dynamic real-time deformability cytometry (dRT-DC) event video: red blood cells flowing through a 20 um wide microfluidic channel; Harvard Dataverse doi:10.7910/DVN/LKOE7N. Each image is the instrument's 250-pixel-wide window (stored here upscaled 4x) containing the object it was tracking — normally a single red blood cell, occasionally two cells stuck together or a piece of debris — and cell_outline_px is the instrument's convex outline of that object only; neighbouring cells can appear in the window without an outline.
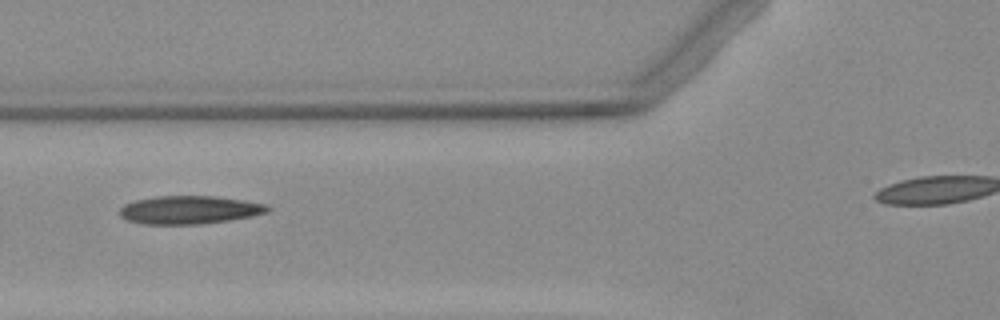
{"species": "Egyptian fruit bat (a non-hibernating species)", "species_latin": "Rousettus aegyptiacus", "temperature_condition": "warm", "stored_images_in_passage": 8, "camera_frame_rate_fps": 3000, "um_per_image_px": 0.085, "animal": {"sex": "female"}, "frame": {"image": 1, "passage_image": 6, "time_ms": 6.667, "image_size_px": [1000, 320], "cell_outline_px": [[272, 208], [268, 212], [252, 216], [228, 220], [196, 224], [144, 224], [128, 220], [120, 216], [120, 208], [124, 204], [136, 200], [156, 196], [212, 196], [244, 200], [264, 204]], "centroid_in_image_um": [16.09, 17.83], "position_along_channel_um": 109.7, "area_um2": 24.1}}
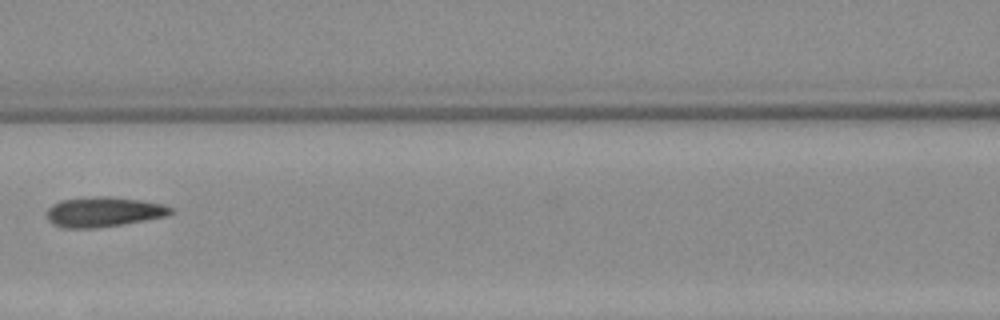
{"frame": {"image": 2, "passage_image": 7, "time_ms": 10.0, "image_size_px": [1000, 320], "cell_outline_px": [[172, 212], [164, 216], [144, 220], [120, 224], [92, 228], [64, 228], [52, 224], [48, 220], [48, 208], [52, 204], [60, 200], [96, 196], [108, 196], [140, 200], [164, 204], [172, 208]], "centroid_in_image_um": [8.76, 18.0], "position_along_channel_um": 157.8, "area_um2": 21.39}}
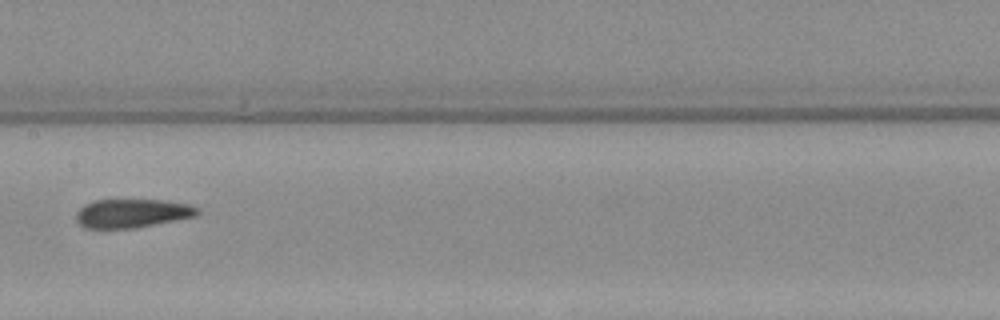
{"frame": {"image": 3, "passage_image": 8, "time_ms": 11.0, "image_size_px": [1000, 320], "cell_outline_px": [[200, 212], [196, 216], [132, 228], [84, 228], [76, 220], [76, 212], [84, 204], [92, 200], [160, 200], [188, 204], [200, 208]], "centroid_in_image_um": [11.2, 18.12], "position_along_channel_um": 196.2, "area_um2": 20.17}}